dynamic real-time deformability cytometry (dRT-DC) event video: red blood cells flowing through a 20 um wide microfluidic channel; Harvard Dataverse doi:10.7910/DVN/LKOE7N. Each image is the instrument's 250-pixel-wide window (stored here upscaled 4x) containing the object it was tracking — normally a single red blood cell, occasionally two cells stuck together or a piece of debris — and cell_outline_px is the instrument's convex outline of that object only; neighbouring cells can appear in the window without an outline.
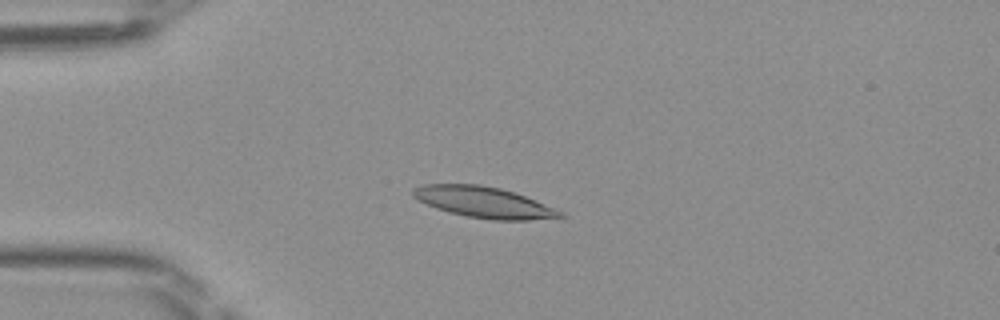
{"species": "Egyptian fruit bat (a non-hibernating species)", "species_latin": "Rousettus aegyptiacus", "temperature_condition": "room temperature", "stored_images_in_passage": 48, "camera_frame_rate_fps": 3000, "um_per_image_px": 0.085, "frame": {"image": 1, "passage_image": 12, "time_ms": 3.667, "image_size_px": [1000, 320], "cell_outline_px": [[564, 216], [528, 220], [492, 220], [468, 216], [448, 212], [436, 208], [412, 196], [412, 188], [424, 184], [480, 184], [500, 188], [524, 196], [564, 212]], "centroid_in_image_um": [41.08, 17.18], "position_along_channel_um": 43.9, "area_um2": 26.18}}
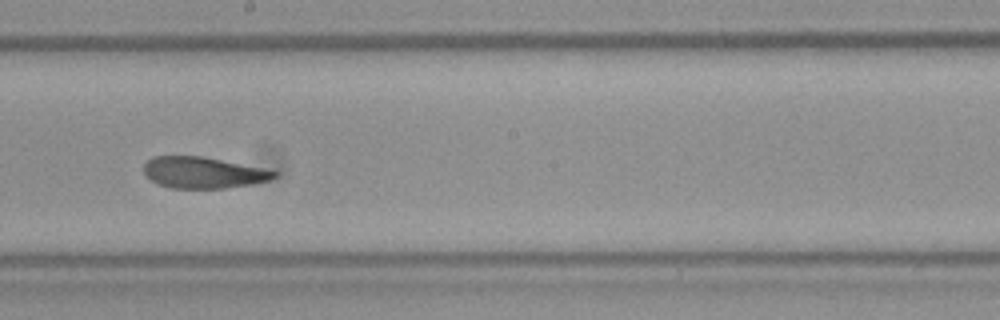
{"frame": {"image": 2, "passage_image": 27, "time_ms": 8.667, "image_size_px": [1000, 320], "cell_outline_px": [[280, 172], [272, 180], [252, 184], [224, 188], [172, 188], [160, 184], [152, 180], [144, 172], [144, 164], [152, 156], [204, 156], [264, 168]], "centroid_in_image_um": [17.33, 14.66], "position_along_channel_um": 230.9, "area_um2": 23.81}}
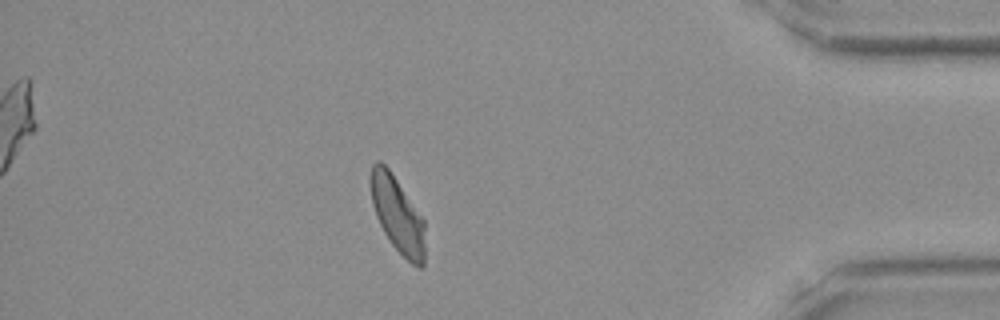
{"frame": {"image": 3, "passage_image": 42, "time_ms": 13.667, "image_size_px": [1000, 320], "cell_outline_px": [[424, 264], [420, 268], [416, 268], [392, 244], [384, 232], [376, 216], [372, 204], [372, 164], [376, 160], [380, 160], [388, 168], [424, 220]], "centroid_in_image_um": [33.8, 18.28], "position_along_channel_um": 401.4, "area_um2": 23.35}}